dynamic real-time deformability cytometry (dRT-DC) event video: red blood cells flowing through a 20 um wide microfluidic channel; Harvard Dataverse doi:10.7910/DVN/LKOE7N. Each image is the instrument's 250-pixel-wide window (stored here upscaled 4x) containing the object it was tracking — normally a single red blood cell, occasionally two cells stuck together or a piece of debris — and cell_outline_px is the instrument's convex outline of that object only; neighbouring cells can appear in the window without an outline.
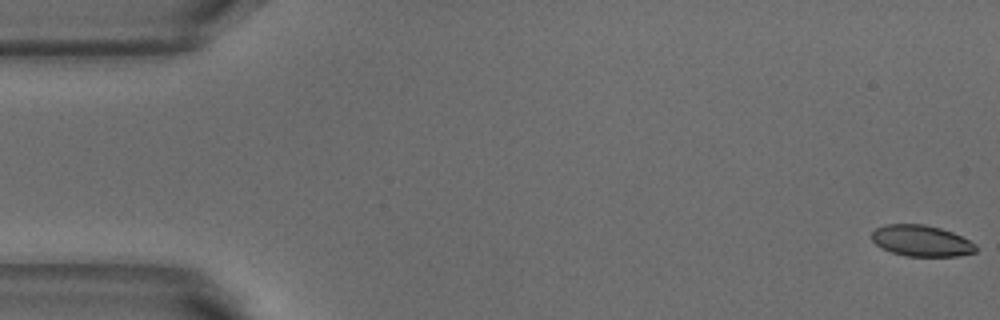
{"species": "common noctule bat (a hibernating species)", "species_latin": "Nyctalus noctula", "temperature_condition": "warm", "stored_images_in_passage": 52, "camera_frame_rate_fps": 3000, "um_per_image_px": 0.085, "animal": {"sex": "male", "body_mass_g": 18.8}, "frame": {"image": 1, "passage_image": 1, "time_ms": 0.0, "image_size_px": [1000, 320], "cell_outline_px": [[976, 252], [960, 256], [904, 256], [892, 252], [876, 244], [872, 240], [872, 232], [876, 228], [884, 224], [924, 224], [940, 228], [952, 232], [976, 244]], "centroid_in_image_um": [78.32, 20.47], "position_along_channel_um": 6.7, "area_um2": 18.84}}
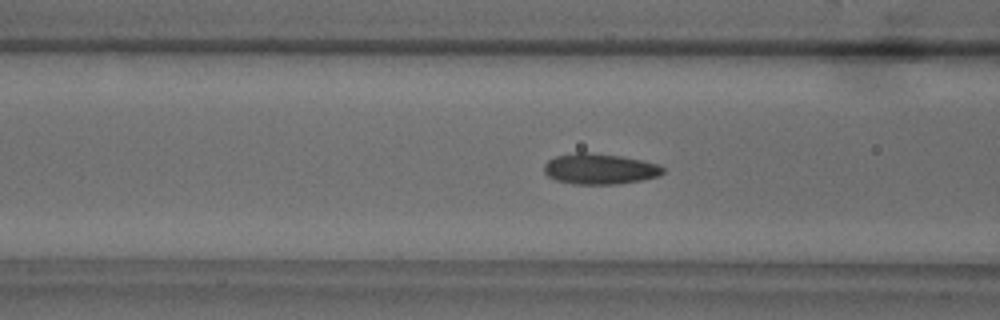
{"frame": {"image": 2, "passage_image": 20, "time_ms": 6.333, "image_size_px": [1000, 320], "cell_outline_px": [[664, 172], [660, 176], [640, 180], [616, 184], [572, 184], [556, 180], [548, 176], [544, 172], [544, 164], [548, 160], [556, 156], [576, 152], [588, 152], [620, 156], [660, 164], [664, 168]], "centroid_in_image_um": [50.97, 14.36], "position_along_channel_um": 115.6, "area_um2": 21.27}}
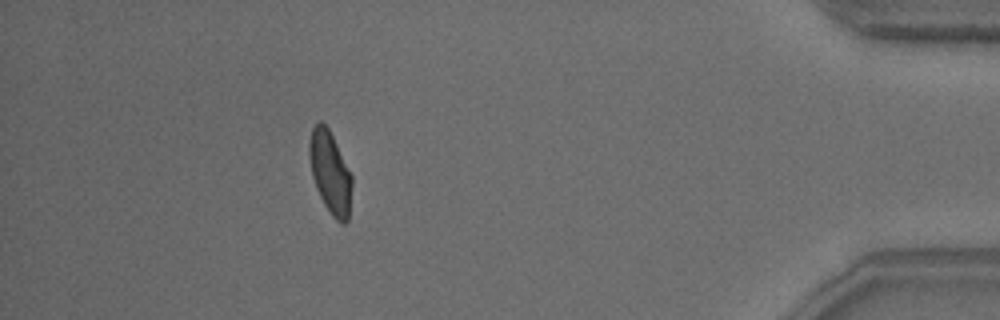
{"frame": {"image": 3, "passage_image": 47, "time_ms": 15.333, "image_size_px": [1000, 320], "cell_outline_px": [[352, 184], [348, 220], [344, 224], [340, 224], [332, 216], [324, 204], [316, 188], [312, 176], [308, 156], [308, 144], [312, 128], [320, 120], [328, 128], [352, 176]], "centroid_in_image_um": [28.05, 14.68], "position_along_channel_um": 407.2, "area_um2": 20.35}, "authors_computed_cell_mechanics": {"area_um2": 20.2011, "velocity_mm_per_s": 3.8492, "shape_relaxation_time_tau1_ms": 4.2766, "shape_relaxation_time_tau2_ms": 1.1664, "deformation_change_tau1": 0.1387, "deformation_change_tau2": 0.0544}}